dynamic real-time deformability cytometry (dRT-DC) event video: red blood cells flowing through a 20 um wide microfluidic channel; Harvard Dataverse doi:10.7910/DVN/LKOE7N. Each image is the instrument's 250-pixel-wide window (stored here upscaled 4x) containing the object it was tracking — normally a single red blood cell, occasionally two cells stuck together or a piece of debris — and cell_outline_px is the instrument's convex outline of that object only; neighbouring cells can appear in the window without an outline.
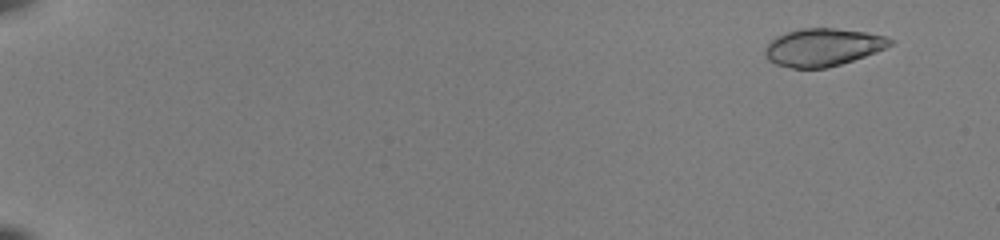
{"species": "common noctule bat (a hibernating species)", "species_latin": "Nyctalus noctula", "temperature_condition": "room temperature", "stored_images_in_passage": 54, "camera_frame_rate_fps": 3000, "um_per_image_px": 0.085, "animal": {"sex": "female", "body_mass_g": 22.0, "forearm_length_mm": 56.7}, "frame": {"image": 1, "passage_image": 5, "time_ms": 1.333, "image_size_px": [1000, 240], "cell_outline_px": [[896, 40], [892, 44], [876, 52], [828, 68], [792, 68], [776, 64], [768, 60], [764, 56], [764, 52], [768, 44], [776, 36], [800, 28], [836, 28], [868, 32], [884, 36]], "centroid_in_image_um": [69.95, 4.01], "position_along_channel_um": 15.1, "area_um2": 27.46}}
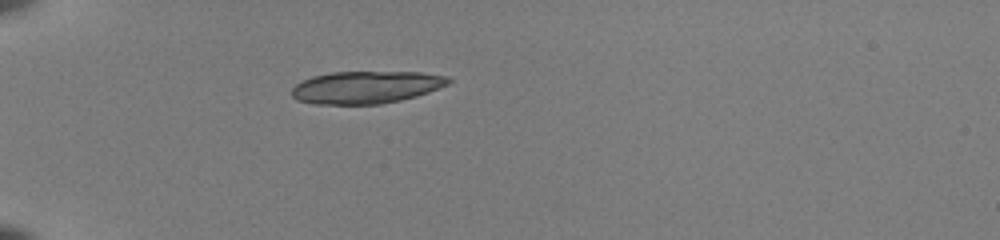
{"frame": {"image": 2, "passage_image": 19, "time_ms": 6.0, "image_size_px": [1000, 240], "cell_outline_px": [[452, 80], [448, 84], [440, 88], [416, 96], [400, 100], [380, 104], [312, 104], [296, 100], [292, 96], [292, 88], [296, 84], [312, 76], [332, 72], [420, 72], [448, 76]], "centroid_in_image_um": [31.12, 7.41], "position_along_channel_um": 53.9, "area_um2": 29.65}}